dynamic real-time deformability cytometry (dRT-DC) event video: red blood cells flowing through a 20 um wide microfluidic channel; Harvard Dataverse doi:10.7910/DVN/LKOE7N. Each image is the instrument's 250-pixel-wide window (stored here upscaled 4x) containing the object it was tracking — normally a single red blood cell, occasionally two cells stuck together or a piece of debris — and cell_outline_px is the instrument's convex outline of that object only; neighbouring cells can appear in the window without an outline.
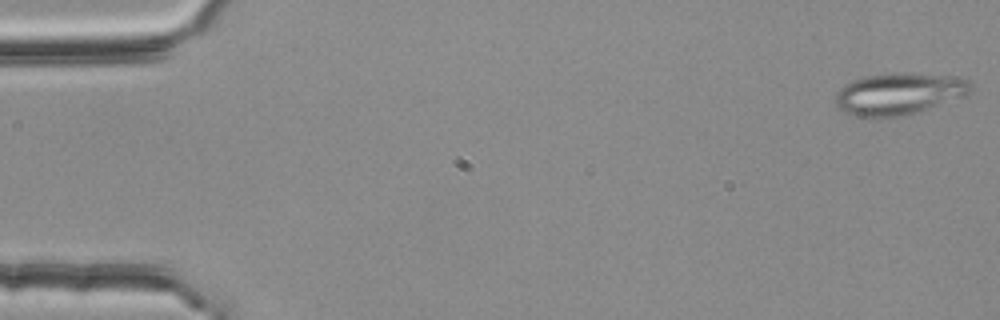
{"species": "common noctule bat (a hibernating species)", "species_latin": "Nyctalus noctula", "temperature_condition": "room temperature", "stored_images_in_passage": 54, "segment_of_instrument_passage": [1, 2], "camera_frame_rate_fps": 3000, "um_per_image_px": 0.085, "animal": {"sex": "female", "body_mass_g": 25.1}, "frame": {"image": 1, "passage_image": 1, "time_ms": 0.0, "image_size_px": [1000, 320], "cell_outline_px": [[972, 88], [964, 96], [888, 120], [856, 116], [840, 108], [836, 104], [836, 92], [844, 84], [852, 80], [864, 76], [896, 72], [912, 72], [960, 76], [968, 80]], "centroid_in_image_um": [76.39, 7.95], "position_along_channel_um": 8.6, "area_um2": 33.29}}